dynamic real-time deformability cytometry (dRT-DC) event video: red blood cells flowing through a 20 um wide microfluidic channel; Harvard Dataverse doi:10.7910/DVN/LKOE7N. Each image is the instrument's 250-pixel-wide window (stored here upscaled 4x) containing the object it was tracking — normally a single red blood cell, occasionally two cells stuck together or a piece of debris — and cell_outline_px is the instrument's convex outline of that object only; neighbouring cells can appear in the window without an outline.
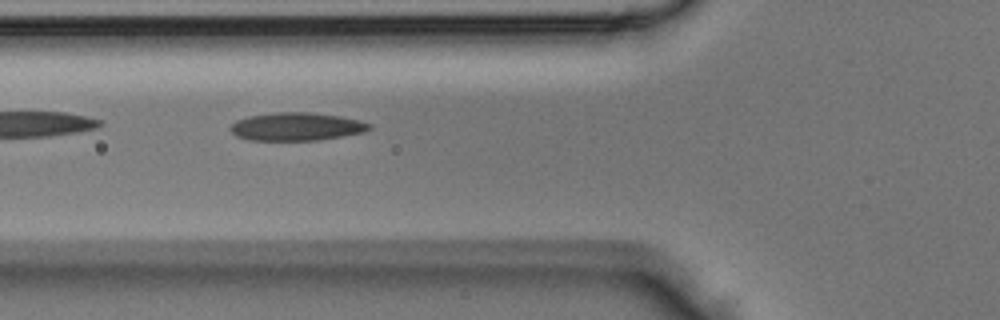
{"species": "Egyptian fruit bat (a non-hibernating species)", "species_latin": "Rousettus aegyptiacus", "temperature_condition": "room temperature", "stored_images_in_passage": 5, "camera_frame_rate_fps": 3000, "um_per_image_px": 0.085, "animal": {"sex": "male"}, "frame": {"image": 1, "passage_image": 5, "time_ms": 1.333, "image_size_px": [1000, 320], "cell_outline_px": [[372, 128], [364, 132], [344, 136], [316, 140], [248, 140], [236, 136], [228, 128], [236, 120], [248, 116], [276, 112], [308, 112], [340, 116], [360, 120], [372, 124]], "centroid_in_image_um": [25.2, 10.76], "position_along_channel_um": 100.6, "area_um2": 22.83}}